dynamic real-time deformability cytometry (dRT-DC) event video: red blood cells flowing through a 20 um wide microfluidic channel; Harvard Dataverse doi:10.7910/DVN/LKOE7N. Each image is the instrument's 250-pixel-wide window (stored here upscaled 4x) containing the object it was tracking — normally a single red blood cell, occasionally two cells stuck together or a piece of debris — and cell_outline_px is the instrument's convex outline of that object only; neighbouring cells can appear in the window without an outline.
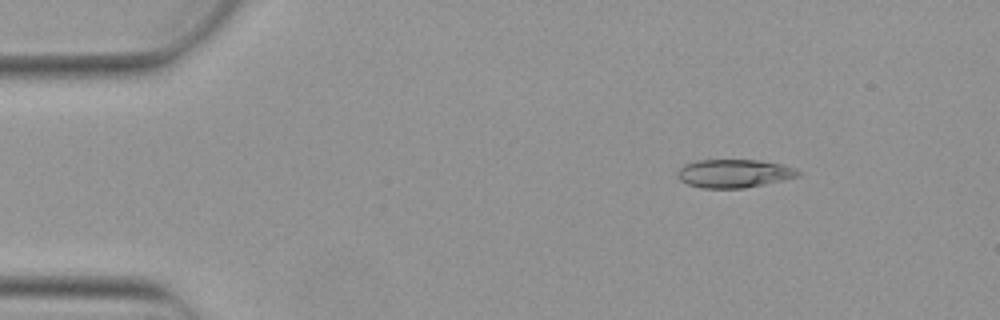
{"species": "Egyptian fruit bat (a non-hibernating species)", "species_latin": "Rousettus aegyptiacus", "temperature_condition": "warm", "stored_images_in_passage": 4, "camera_frame_rate_fps": 3000, "um_per_image_px": 0.085, "animal": {"sex": "female"}, "frame": {"image": 1, "passage_image": 2, "time_ms": 0.333, "image_size_px": [1000, 320], "cell_outline_px": [[800, 176], [784, 180], [744, 188], [704, 188], [688, 184], [680, 180], [676, 176], [676, 172], [684, 164], [696, 160], [760, 160], [784, 164], [796, 168], [800, 172]], "centroid_in_image_um": [62.41, 14.73], "position_along_channel_um": 22.6, "area_um2": 20.11}}